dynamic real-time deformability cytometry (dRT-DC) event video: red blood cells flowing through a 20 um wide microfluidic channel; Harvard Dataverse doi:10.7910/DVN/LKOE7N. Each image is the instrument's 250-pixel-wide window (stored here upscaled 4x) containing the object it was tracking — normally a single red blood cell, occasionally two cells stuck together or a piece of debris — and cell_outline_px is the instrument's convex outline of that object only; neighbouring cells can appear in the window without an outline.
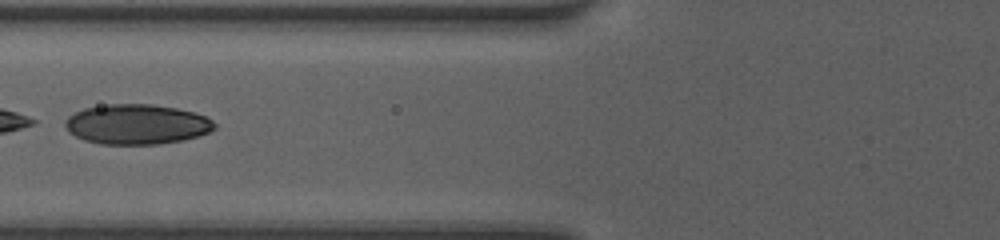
{"species": "human", "species_latin": "Homo sapiens", "temperature_condition": "room temperature", "stored_images_in_passage": 12, "camera_frame_rate_fps": 3000, "um_per_image_px": 0.085, "donor": {"sex": "female"}, "frame": {"image": 1, "passage_image": 9, "time_ms": 6.333, "image_size_px": [1000, 240], "cell_outline_px": [[216, 128], [208, 132], [184, 140], [160, 144], [100, 144], [84, 140], [68, 132], [64, 124], [64, 120], [68, 116], [84, 108], [108, 104], [152, 104], [176, 108], [192, 112], [204, 116], [212, 120], [216, 124]], "centroid_in_image_um": [11.6, 10.57], "position_along_channel_um": 114.2, "area_um2": 34.85}}
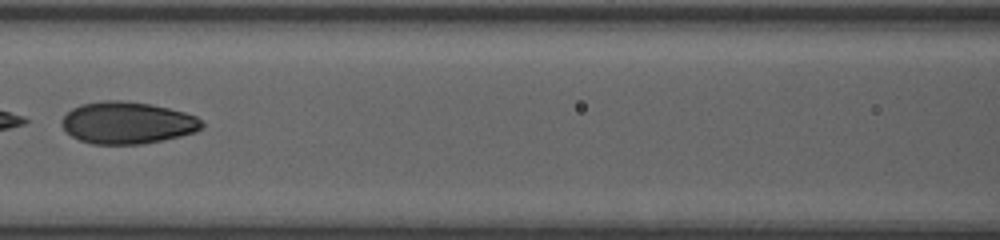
{"frame": {"image": 2, "passage_image": 10, "time_ms": 7.333, "image_size_px": [1000, 240], "cell_outline_px": [[204, 124], [196, 132], [180, 136], [140, 144], [92, 144], [80, 140], [64, 132], [60, 124], [60, 120], [72, 108], [80, 104], [104, 100], [120, 100], [152, 104], [184, 112], [196, 116]], "centroid_in_image_um": [10.77, 10.43], "position_along_channel_um": 155.8, "area_um2": 34.39}}